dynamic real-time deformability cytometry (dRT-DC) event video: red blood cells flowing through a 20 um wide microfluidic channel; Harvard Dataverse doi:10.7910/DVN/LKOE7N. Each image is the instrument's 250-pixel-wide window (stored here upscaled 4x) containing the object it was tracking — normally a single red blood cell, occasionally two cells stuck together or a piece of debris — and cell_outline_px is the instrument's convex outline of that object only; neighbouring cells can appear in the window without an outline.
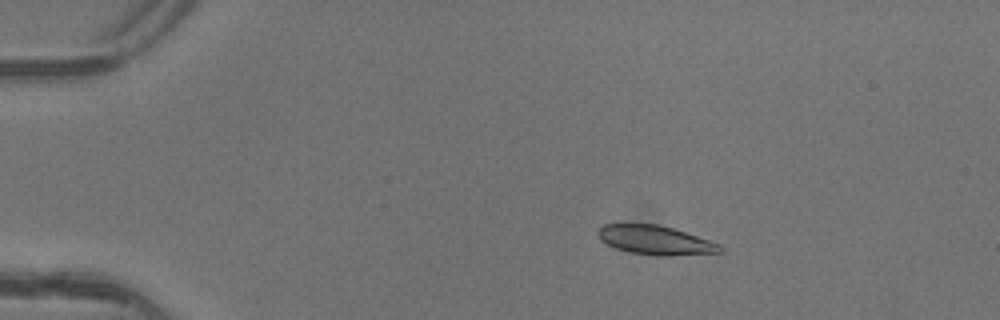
{"species": "common noctule bat (a hibernating species)", "species_latin": "Nyctalus noctula", "temperature_condition": "warm", "stored_images_in_passage": 4, "camera_frame_rate_fps": 3000, "um_per_image_px": 0.085, "animal": {"sex": "female"}, "frame": {"image": 1, "passage_image": 3, "time_ms": 0.667, "image_size_px": [1000, 320], "cell_outline_px": [[724, 252], [668, 256], [660, 256], [632, 252], [616, 248], [600, 240], [596, 232], [604, 224], [656, 224], [672, 228], [720, 244], [724, 248]], "centroid_in_image_um": [55.71, 20.42], "position_along_channel_um": 29.3, "area_um2": 20.46}}